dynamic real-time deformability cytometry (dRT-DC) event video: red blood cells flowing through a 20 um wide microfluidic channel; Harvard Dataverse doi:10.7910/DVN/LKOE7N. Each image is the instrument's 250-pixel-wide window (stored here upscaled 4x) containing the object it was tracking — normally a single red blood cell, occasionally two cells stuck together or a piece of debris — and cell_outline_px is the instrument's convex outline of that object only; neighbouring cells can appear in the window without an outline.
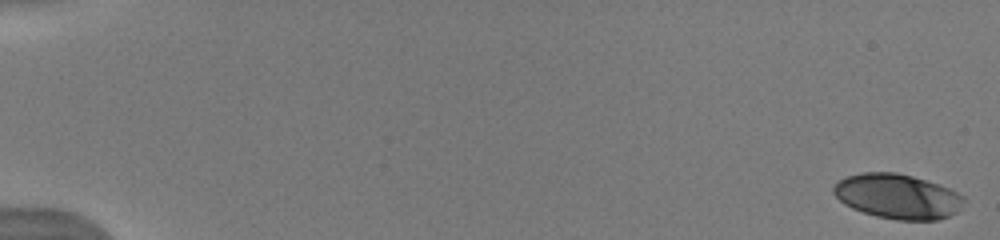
{"species": "human", "species_latin": "Homo sapiens", "temperature_condition": "warm", "stored_images_in_passage": 14, "camera_frame_rate_fps": 3000, "um_per_image_px": 0.085, "donor": {"sex": "male"}, "frame": {"image": 1, "passage_image": 1, "time_ms": 0.0, "image_size_px": [1000, 240], "cell_outline_px": [[964, 200], [956, 212], [948, 216], [936, 220], [896, 220], [876, 216], [852, 208], [844, 204], [832, 192], [832, 188], [836, 180], [844, 176], [860, 172], [896, 172], [912, 176], [940, 184], [964, 196]], "centroid_in_image_um": [76.24, 16.67], "position_along_channel_um": 8.8, "area_um2": 34.16}}
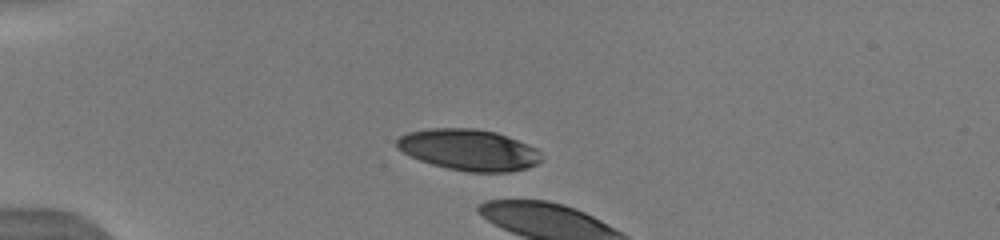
{"frame": {"image": 2, "passage_image": 12, "time_ms": 4.667, "image_size_px": [1000, 240], "cell_outline_px": [[544, 160], [528, 168], [508, 172], [468, 172], [448, 168], [432, 164], [420, 160], [396, 148], [396, 140], [400, 136], [408, 132], [428, 128], [476, 128], [496, 132], [508, 136], [528, 144], [536, 148], [540, 152]], "centroid_in_image_um": [39.88, 12.73], "position_along_channel_um": 45.1, "area_um2": 34.91}}